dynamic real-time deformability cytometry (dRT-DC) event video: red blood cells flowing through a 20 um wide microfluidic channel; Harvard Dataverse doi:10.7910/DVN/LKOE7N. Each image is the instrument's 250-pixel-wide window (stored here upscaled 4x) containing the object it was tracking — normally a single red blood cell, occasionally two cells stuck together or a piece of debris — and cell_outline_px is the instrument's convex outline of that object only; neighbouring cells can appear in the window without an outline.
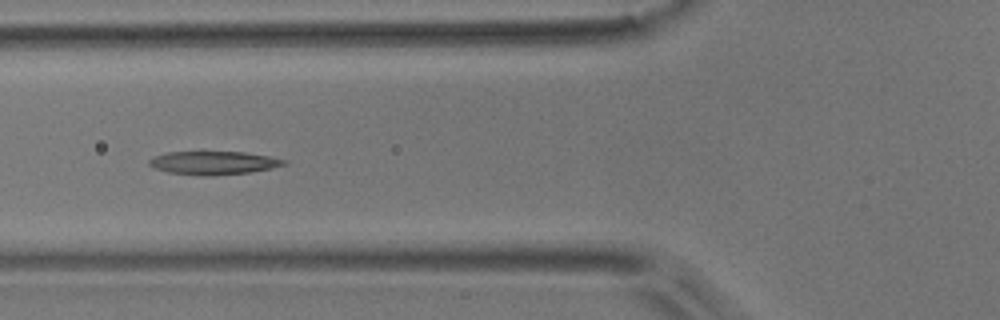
{"species": "common noctule bat (a hibernating species)", "species_latin": "Nyctalus noctula", "temperature_condition": "room temperature", "stored_images_in_passage": 7, "camera_frame_rate_fps": 3000, "um_per_image_px": 0.085, "animal": {"sex": "male", "body_mass_g": 17.9}, "frame": {"image": 1, "passage_image": 5, "time_ms": 1.333, "image_size_px": [1000, 320], "cell_outline_px": [[288, 164], [272, 168], [248, 172], [212, 176], [200, 176], [168, 172], [152, 168], [148, 164], [148, 160], [156, 156], [168, 152], [244, 152], [268, 156], [288, 160]], "centroid_in_image_um": [18.15, 13.85], "position_along_channel_um": 107.7, "area_um2": 18.38}}
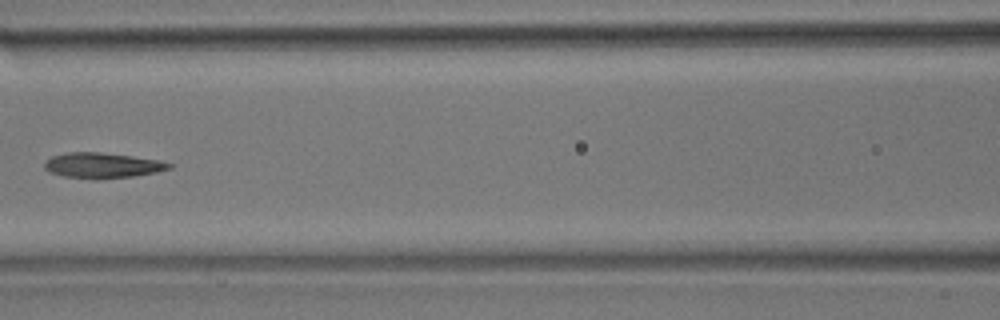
{"frame": {"image": 2, "passage_image": 6, "time_ms": 1.667, "image_size_px": [1000, 320], "cell_outline_px": [[176, 164], [172, 168], [156, 172], [132, 176], [96, 180], [64, 176], [48, 172], [44, 168], [44, 160], [52, 156], [68, 152], [100, 152], [132, 156], [160, 160]], "centroid_in_image_um": [8.7, 14.06], "position_along_channel_um": 157.9, "area_um2": 18.73}}
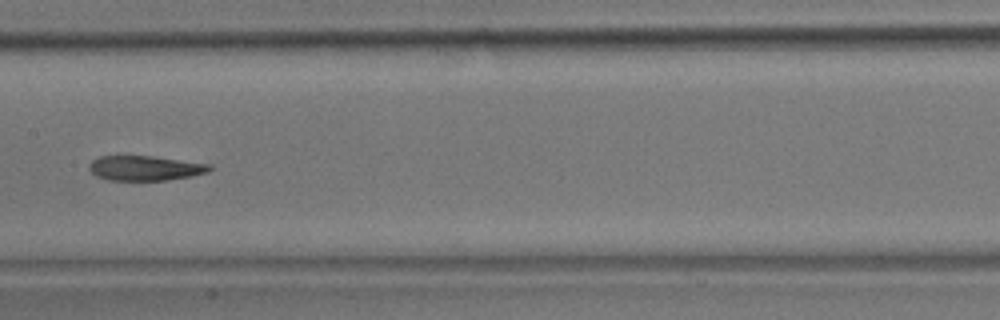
{"frame": {"image": 3, "passage_image": 7, "time_ms": 2.0, "image_size_px": [1000, 320], "cell_outline_px": [[212, 168], [208, 172], [192, 176], [164, 180], [108, 180], [96, 176], [88, 168], [88, 164], [92, 160], [100, 156], [152, 156], [212, 164]], "centroid_in_image_um": [12.33, 14.29], "position_along_channel_um": 195.1, "area_um2": 17.46}}